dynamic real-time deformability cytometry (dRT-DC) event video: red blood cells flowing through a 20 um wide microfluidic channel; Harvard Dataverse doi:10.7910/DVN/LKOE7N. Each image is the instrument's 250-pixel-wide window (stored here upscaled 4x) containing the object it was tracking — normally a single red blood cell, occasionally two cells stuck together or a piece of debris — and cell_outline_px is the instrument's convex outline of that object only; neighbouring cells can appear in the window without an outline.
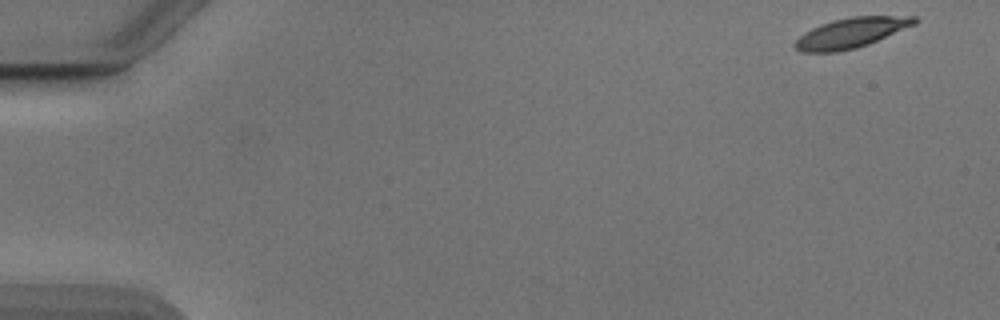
{"species": "Egyptian fruit bat (a non-hibernating species)", "species_latin": "Rousettus aegyptiacus", "temperature_condition": "cold", "stored_images_in_passage": 51, "camera_frame_rate_fps": 3000, "um_per_image_px": 0.085, "animal": {"sex": "male"}, "frame": {"image": 1, "passage_image": 1, "time_ms": 0.0, "image_size_px": [1000, 320], "cell_outline_px": [[920, 20], [916, 24], [868, 44], [856, 48], [836, 52], [800, 52], [792, 44], [804, 32], [820, 24], [832, 20], [852, 16], [916, 16]], "centroid_in_image_um": [72.35, 2.78], "position_along_channel_um": 12.7, "area_um2": 20.98}}
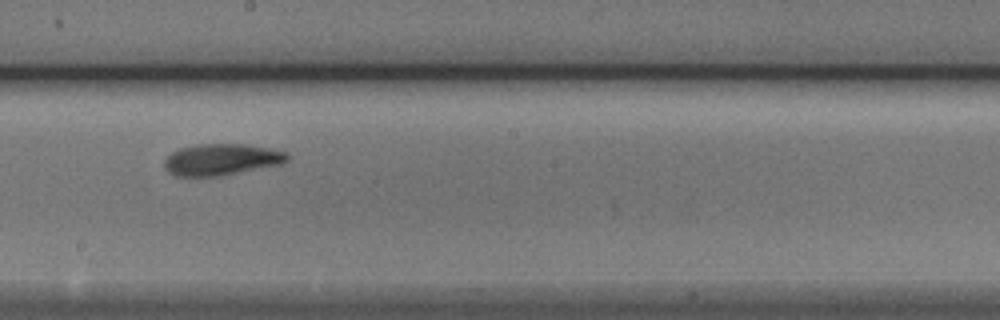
{"frame": {"image": 2, "passage_image": 29, "time_ms": 9.333, "image_size_px": [1000, 320], "cell_outline_px": [[292, 156], [284, 164], [220, 176], [176, 176], [168, 172], [164, 168], [164, 156], [180, 148], [196, 144], [244, 144], [268, 148], [288, 152]], "centroid_in_image_um": [18.84, 13.56], "position_along_channel_um": 229.4, "area_um2": 22.95}}
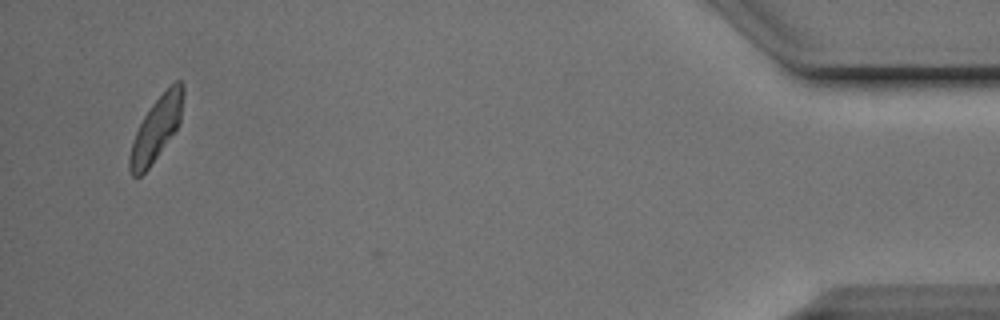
{"frame": {"image": 3, "passage_image": 50, "time_ms": 16.333, "image_size_px": [1000, 320], "cell_outline_px": [[184, 96], [180, 124], [148, 168], [140, 176], [132, 176], [128, 168], [128, 156], [132, 140], [144, 116], [152, 104], [176, 80], [180, 80], [184, 84]], "centroid_in_image_um": [13.28, 10.94], "position_along_channel_um": 421.9, "area_um2": 19.65}, "authors_computed_cell_mechanics": {"area_um2": 21.5016, "velocity_mm_per_s": 3.8398, "shape_relaxation_time_tau1_ms": 2.6824, "shape_relaxation_time_tau2_ms": 4.1067, "deformation_change_tau1": 0.1497, "deformation_change_tau2": 0.1097}}